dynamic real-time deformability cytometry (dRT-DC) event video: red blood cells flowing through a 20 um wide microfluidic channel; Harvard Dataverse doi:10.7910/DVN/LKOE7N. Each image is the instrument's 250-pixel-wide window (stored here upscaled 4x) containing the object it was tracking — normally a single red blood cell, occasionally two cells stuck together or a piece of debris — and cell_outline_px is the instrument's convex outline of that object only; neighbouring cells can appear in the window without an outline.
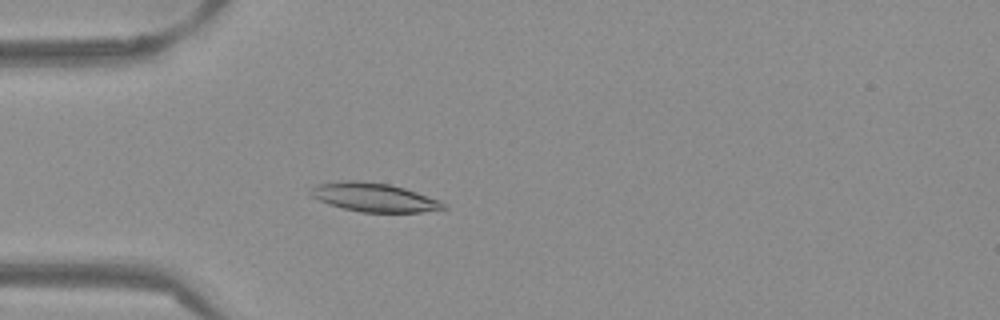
{"species": "Egyptian fruit bat (a non-hibernating species)", "species_latin": "Rousettus aegyptiacus", "temperature_condition": "warm", "stored_images_in_passage": 53, "camera_frame_rate_fps": 3000, "um_per_image_px": 0.085, "frame": {"image": 1, "passage_image": 16, "time_ms": 5.0, "image_size_px": [1000, 320], "cell_outline_px": [[448, 208], [420, 212], [360, 212], [328, 204], [308, 196], [312, 188], [316, 184], [344, 180], [356, 180], [388, 184], [404, 188], [440, 200]], "centroid_in_image_um": [31.75, 16.77], "position_along_channel_um": 53.3, "area_um2": 22.2}}
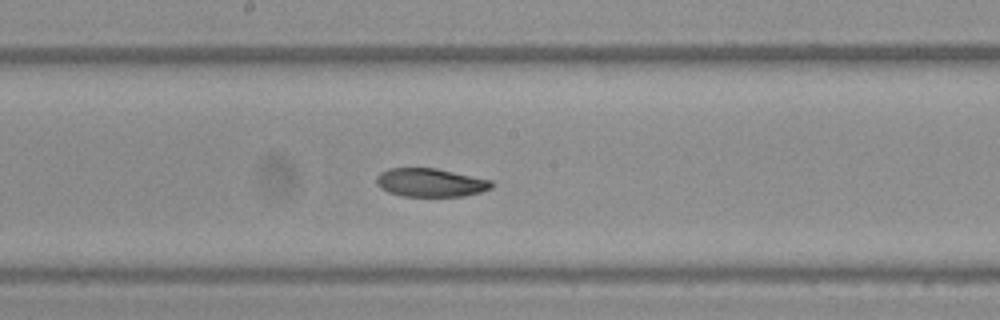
{"frame": {"image": 2, "passage_image": 29, "time_ms": 9.333, "image_size_px": [1000, 320], "cell_outline_px": [[496, 184], [492, 188], [480, 192], [464, 196], [404, 196], [388, 192], [380, 188], [376, 184], [376, 176], [380, 172], [388, 168], [436, 168], [492, 180]], "centroid_in_image_um": [36.6, 15.51], "position_along_channel_um": 211.6, "area_um2": 19.25}}
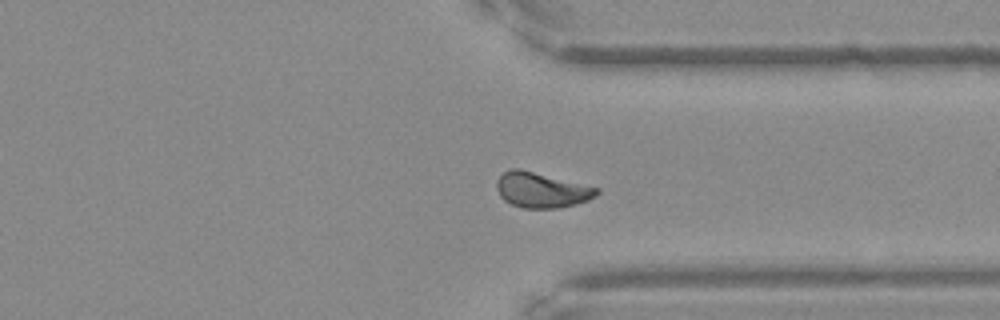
{"frame": {"image": 3, "passage_image": 41, "time_ms": 13.333, "image_size_px": [1000, 320], "cell_outline_px": [[600, 192], [596, 196], [588, 200], [576, 204], [560, 208], [520, 208], [504, 200], [500, 196], [496, 188], [496, 180], [504, 172], [512, 168], [520, 168], [600, 188]], "centroid_in_image_um": [46.03, 16.15], "position_along_channel_um": 365.4, "area_um2": 20.75}, "authors_computed_cell_mechanics": {"area_um2": 20.0566, "velocity_mm_per_s": 3.8493, "shape_relaxation_time_tau1_ms": null, "shape_relaxation_time_tau2_ms": 11.1656, "deformation_change_tau1": null, "deformation_change_tau2": 0.1488}}